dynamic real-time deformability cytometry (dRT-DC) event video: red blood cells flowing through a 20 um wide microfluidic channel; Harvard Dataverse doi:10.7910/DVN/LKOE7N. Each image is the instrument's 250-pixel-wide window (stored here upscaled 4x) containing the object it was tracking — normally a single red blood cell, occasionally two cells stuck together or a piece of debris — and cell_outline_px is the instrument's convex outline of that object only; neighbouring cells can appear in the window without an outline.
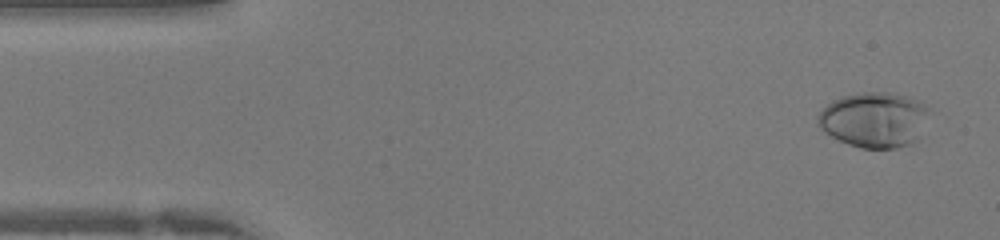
{"species": "human", "species_latin": "Homo sapiens", "temperature_condition": "warm", "stored_images_in_passage": 41, "camera_frame_rate_fps": 3000, "um_per_image_px": 0.085, "donor": {"sex": "female"}, "frame": {"image": 1, "passage_image": 2, "time_ms": 0.333, "image_size_px": [1000, 240], "cell_outline_px": [[932, 112], [916, 140], [912, 144], [896, 148], [860, 148], [848, 144], [824, 132], [816, 124], [816, 116], [832, 100], [844, 96], [860, 92], [888, 92], [908, 96], [924, 104]], "centroid_in_image_um": [74.32, 10.17], "position_along_channel_um": 10.7, "area_um2": 36.18}}
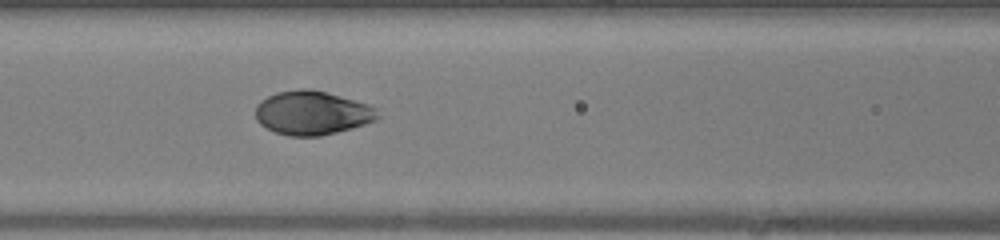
{"frame": {"image": 2, "passage_image": 17, "time_ms": 5.333, "image_size_px": [1000, 240], "cell_outline_px": [[380, 116], [376, 120], [352, 128], [320, 136], [288, 136], [276, 132], [260, 124], [256, 120], [256, 104], [260, 100], [276, 92], [300, 88], [308, 88], [324, 92], [368, 104], [376, 108]], "centroid_in_image_um": [26.51, 9.59], "position_along_channel_um": 140.1, "area_um2": 31.15}}
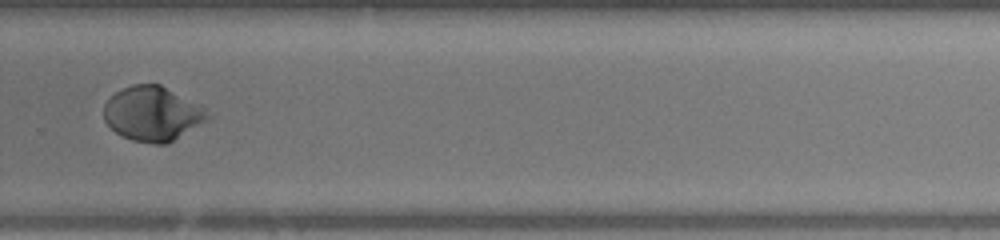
{"frame": {"image": 3, "passage_image": 28, "time_ms": 9.0, "image_size_px": [1000, 240], "cell_outline_px": [[212, 116], [208, 120], [168, 144], [152, 144], [132, 140], [116, 132], [104, 120], [104, 104], [116, 92], [132, 84], [160, 84], [204, 108]], "centroid_in_image_um": [12.97, 9.68], "position_along_channel_um": 316.8, "area_um2": 32.71}}